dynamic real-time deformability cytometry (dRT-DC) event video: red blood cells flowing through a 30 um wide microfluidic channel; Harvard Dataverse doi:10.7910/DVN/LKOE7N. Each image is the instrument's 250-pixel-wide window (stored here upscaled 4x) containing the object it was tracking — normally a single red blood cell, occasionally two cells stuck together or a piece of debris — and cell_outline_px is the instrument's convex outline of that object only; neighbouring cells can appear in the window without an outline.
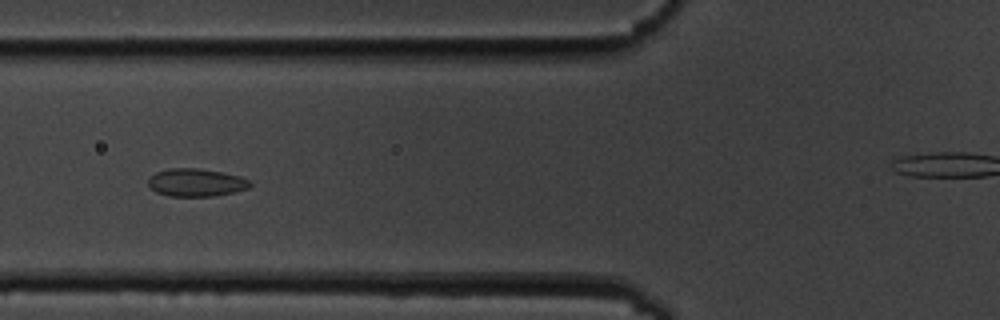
{"species": "common noctule bat (a hibernating species)", "species_latin": "Nyctalus noctula", "temperature_condition": "cold", "stored_images_in_passage": 10, "segment_of_instrument_passage": [1, 2], "camera_frame_rate_fps": 3000, "um_per_image_px": 0.085, "animal": {"sex": "male", "body_mass_g": 19.5, "forearm_length_mm": 54.6}, "frame": {"image": 1, "passage_image": 5, "time_ms": 4.667, "image_size_px": [1000, 320], "cell_outline_px": [[252, 184], [248, 188], [232, 192], [212, 196], [168, 196], [156, 192], [148, 184], [148, 180], [156, 172], [168, 168], [200, 168], [224, 172], [240, 176], [248, 180]], "centroid_in_image_um": [16.66, 15.5], "position_along_channel_um": 109.1, "area_um2": 16.47}}
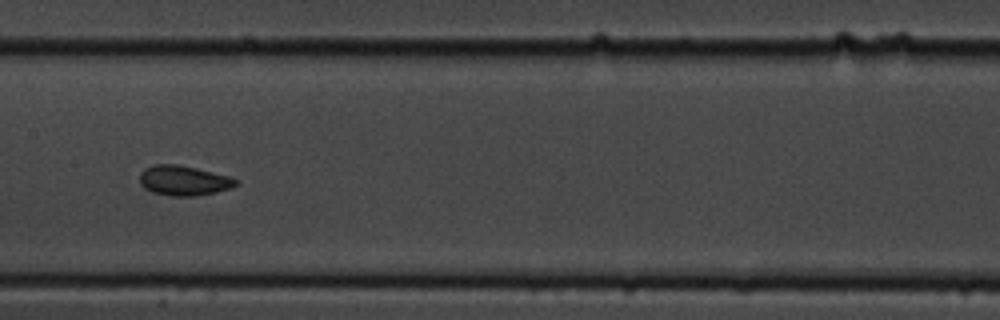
{"frame": {"image": 2, "passage_image": 7, "time_ms": 7.0, "image_size_px": [1000, 320], "cell_outline_px": [[236, 184], [232, 188], [216, 192], [196, 196], [172, 196], [152, 192], [144, 188], [140, 184], [140, 172], [144, 168], [156, 164], [176, 164], [196, 168], [228, 176], [236, 180]], "centroid_in_image_um": [15.57, 15.35], "position_along_channel_um": 191.8, "area_um2": 16.7}}
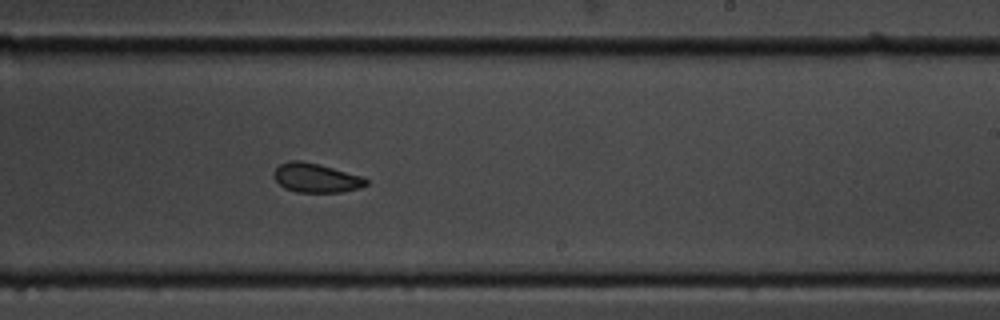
{"frame": {"image": 3, "passage_image": 9, "time_ms": 9.0, "image_size_px": [1000, 320], "cell_outline_px": [[368, 184], [360, 188], [340, 192], [296, 192], [284, 188], [272, 176], [272, 172], [280, 164], [288, 160], [300, 160], [320, 164], [360, 176], [368, 180]], "centroid_in_image_um": [26.82, 15.11], "position_along_channel_um": 262.2, "area_um2": 15.72}}